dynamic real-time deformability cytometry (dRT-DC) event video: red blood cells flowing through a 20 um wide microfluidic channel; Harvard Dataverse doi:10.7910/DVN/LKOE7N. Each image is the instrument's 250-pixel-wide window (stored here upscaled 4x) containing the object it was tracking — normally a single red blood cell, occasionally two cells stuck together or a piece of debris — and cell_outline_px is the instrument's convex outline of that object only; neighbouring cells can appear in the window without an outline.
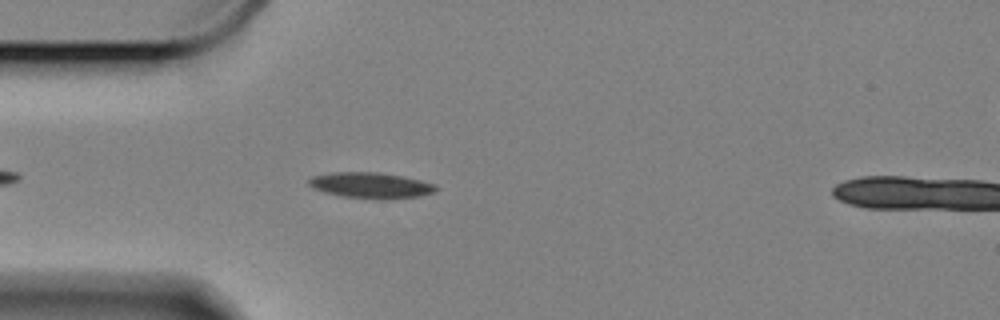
{"species": "Egyptian fruit bat (a non-hibernating species)", "species_latin": "Rousettus aegyptiacus", "temperature_condition": "cold", "stored_images_in_passage": 46, "camera_frame_rate_fps": 3000, "um_per_image_px": 0.085, "animal": {"sex": "female"}, "frame": {"image": 1, "passage_image": 2, "time_ms": 0.333, "image_size_px": [1000, 320], "cell_outline_px": [[440, 188], [432, 192], [420, 196], [384, 200], [340, 196], [324, 192], [312, 188], [308, 184], [308, 180], [312, 176], [332, 172], [380, 172], [420, 180], [436, 184]], "centroid_in_image_um": [31.51, 15.76], "position_along_channel_um": 53.5, "area_um2": 19.31}}
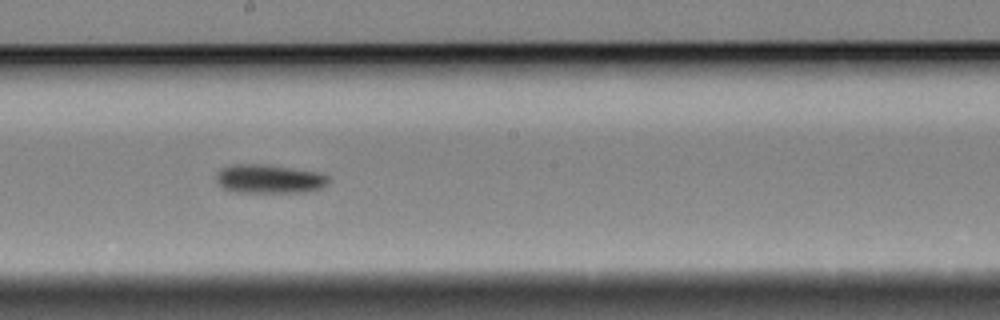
{"frame": {"image": 2, "passage_image": 18, "time_ms": 5.667, "image_size_px": [1000, 320], "cell_outline_px": [[328, 184], [320, 188], [308, 192], [236, 192], [224, 188], [216, 180], [216, 172], [220, 168], [232, 164], [264, 164], [316, 172], [328, 176]], "centroid_in_image_um": [22.85, 15.2], "position_along_channel_um": 225.4, "area_um2": 18.79}}
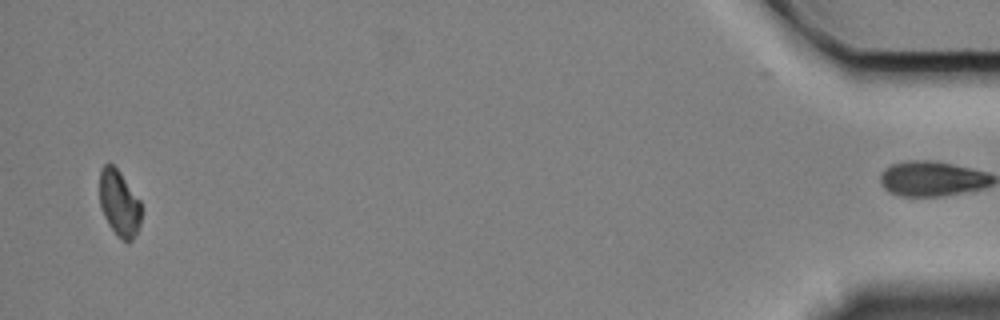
{"frame": {"image": 3, "passage_image": 44, "time_ms": 14.333, "image_size_px": [1000, 320], "cell_outline_px": [[140, 224], [132, 240], [128, 244], [120, 240], [116, 236], [108, 224], [100, 208], [100, 168], [104, 164], [112, 164], [120, 172], [140, 200]], "centroid_in_image_um": [10.12, 17.31], "position_along_channel_um": 425.1, "area_um2": 16.18}, "authors_computed_cell_mechanics": {"area_um2": 17.918, "velocity_mm_per_s": 3.3118, "shape_relaxation_time_tau1_ms": 4.1853, "shape_relaxation_time_tau2_ms": null, "deformation_change_tau1": 0.0929, "deformation_change_tau2": null}}